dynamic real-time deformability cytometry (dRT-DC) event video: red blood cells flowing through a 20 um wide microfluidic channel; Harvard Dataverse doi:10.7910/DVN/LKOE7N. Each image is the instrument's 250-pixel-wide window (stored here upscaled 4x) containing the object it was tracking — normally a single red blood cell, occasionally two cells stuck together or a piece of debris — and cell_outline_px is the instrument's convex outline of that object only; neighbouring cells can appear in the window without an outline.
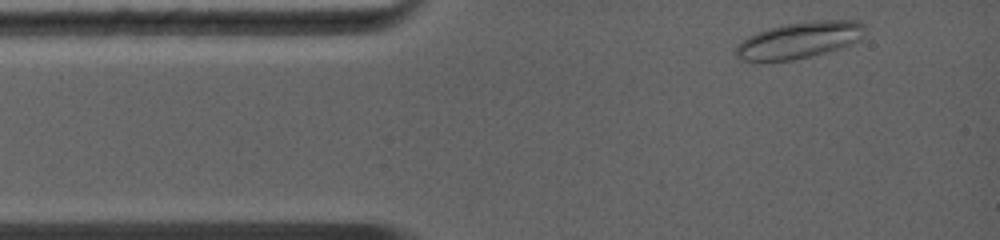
{"species": "common noctule bat (a hibernating species)", "species_latin": "Nyctalus noctula", "temperature_condition": "warm", "stored_images_in_passage": 8, "camera_frame_rate_fps": 5000, "um_per_image_px": 0.085, "animal": {"sex": "female", "body_mass_g": 19.0, "forearm_length_mm": 56.7}, "frame": {"image": 1, "passage_image": 1, "time_ms": 0.0, "image_size_px": [1000, 240], "cell_outline_px": [[864, 28], [860, 40], [852, 44], [824, 52], [792, 60], [740, 60], [736, 56], [736, 44], [748, 36], [768, 28], [784, 24], [812, 20], [856, 20], [864, 24]], "centroid_in_image_um": [67.93, 3.39], "position_along_channel_um": 17.1, "area_um2": 27.11}}
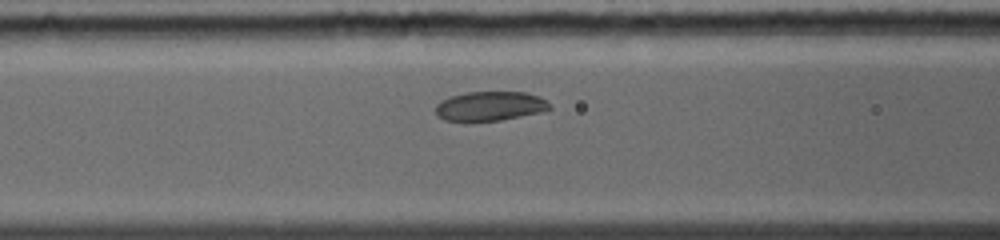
{"frame": {"image": 2, "passage_image": 8, "time_ms": 3.4, "image_size_px": [1000, 240], "cell_outline_px": [[552, 108], [540, 112], [500, 120], [468, 124], [464, 124], [444, 120], [436, 116], [436, 104], [440, 100], [452, 96], [468, 92], [524, 92], [536, 96], [552, 104]], "centroid_in_image_um": [41.56, 9.07], "position_along_channel_um": 125.0, "area_um2": 20.06}}